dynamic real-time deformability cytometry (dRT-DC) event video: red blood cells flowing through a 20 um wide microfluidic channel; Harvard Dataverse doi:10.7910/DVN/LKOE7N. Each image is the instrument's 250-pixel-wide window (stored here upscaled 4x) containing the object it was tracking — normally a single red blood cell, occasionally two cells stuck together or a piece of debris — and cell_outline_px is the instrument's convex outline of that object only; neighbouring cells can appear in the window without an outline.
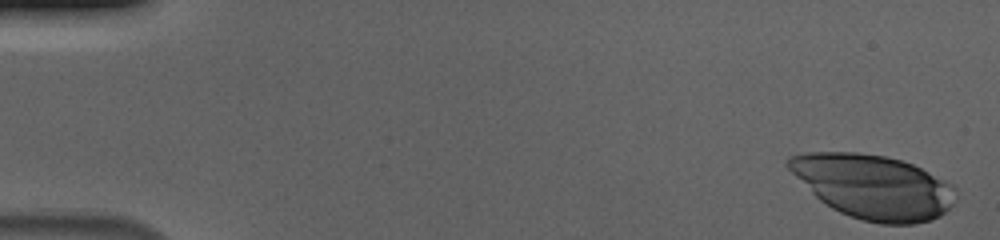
{"species": "human", "species_latin": "Homo sapiens", "temperature_condition": "cold", "stored_images_in_passage": 53, "camera_frame_rate_fps": 3000, "um_per_image_px": 0.085, "donor": {"sex": "male"}, "frame": {"image": 1, "passage_image": 1, "time_ms": 0.0, "image_size_px": [1000, 240], "cell_outline_px": [[952, 204], [940, 216], [932, 220], [916, 224], [880, 224], [864, 220], [840, 212], [832, 208], [820, 200], [784, 164], [788, 156], [808, 152], [856, 152], [884, 156], [900, 160], [912, 164], [952, 184]], "centroid_in_image_um": [74.19, 15.86], "position_along_channel_um": 10.8, "area_um2": 61.67}}